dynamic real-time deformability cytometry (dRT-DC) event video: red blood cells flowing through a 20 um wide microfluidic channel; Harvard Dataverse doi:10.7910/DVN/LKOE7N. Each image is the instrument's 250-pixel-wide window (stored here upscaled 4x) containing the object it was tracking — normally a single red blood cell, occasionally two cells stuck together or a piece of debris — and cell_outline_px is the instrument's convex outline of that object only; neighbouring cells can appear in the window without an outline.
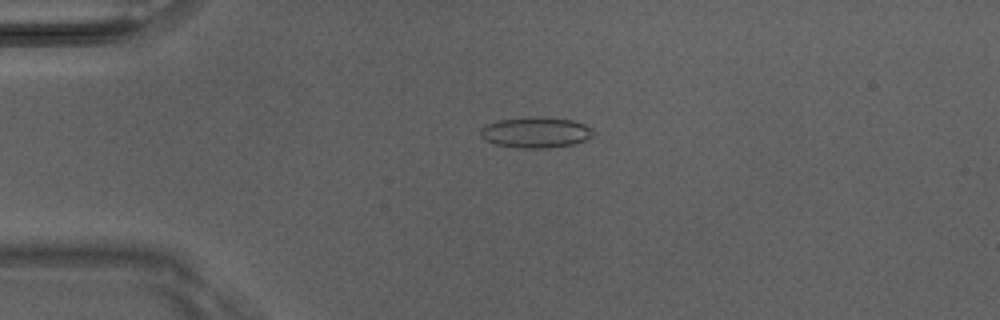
{"species": "Egyptian fruit bat (a non-hibernating species)", "species_latin": "Rousettus aegyptiacus", "temperature_condition": "room temperature", "stored_images_in_passage": 5, "camera_frame_rate_fps": 3000, "um_per_image_px": 0.085, "animal": {"sex": "male"}, "frame": {"image": 1, "passage_image": 5, "time_ms": 1.333, "image_size_px": [1000, 320], "cell_outline_px": [[596, 132], [592, 136], [584, 140], [572, 144], [548, 148], [516, 148], [496, 144], [484, 140], [480, 136], [480, 128], [496, 120], [528, 116], [536, 116], [572, 120], [584, 124], [592, 128]], "centroid_in_image_um": [45.51, 11.24], "position_along_channel_um": 39.5, "area_um2": 20.46}}